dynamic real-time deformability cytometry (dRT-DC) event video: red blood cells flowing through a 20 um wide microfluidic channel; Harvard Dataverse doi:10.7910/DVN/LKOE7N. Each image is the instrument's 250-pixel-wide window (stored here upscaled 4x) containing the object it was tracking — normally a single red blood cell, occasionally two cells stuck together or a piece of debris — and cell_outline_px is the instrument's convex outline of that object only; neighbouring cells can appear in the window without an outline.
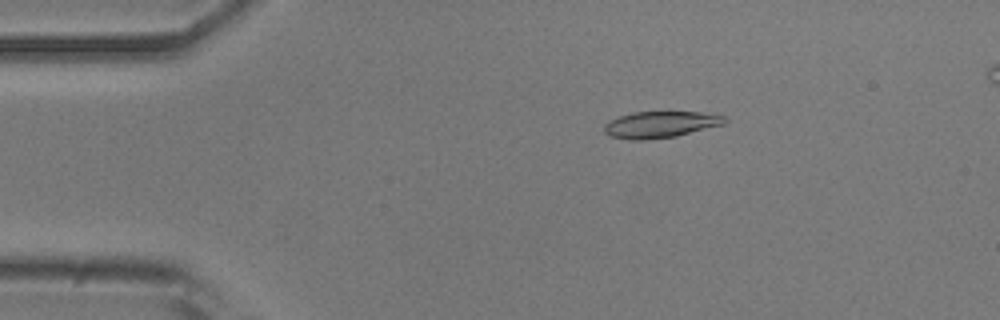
{"species": "common noctule bat (a hibernating species)", "species_latin": "Nyctalus noctula", "temperature_condition": "room temperature", "stored_images_in_passage": 52, "camera_frame_rate_fps": 3000, "um_per_image_px": 0.085, "animal": {"sex": "male", "body_mass_g": 20.5, "forearm_length_mm": 52.5}, "frame": {"image": 1, "passage_image": 9, "time_ms": 2.667, "image_size_px": [1000, 320], "cell_outline_px": [[728, 120], [724, 124], [676, 136], [644, 140], [632, 140], [608, 136], [604, 132], [604, 124], [608, 120], [632, 112], [704, 112], [728, 116]], "centroid_in_image_um": [56.14, 10.58], "position_along_channel_um": 28.9, "area_um2": 18.79}}
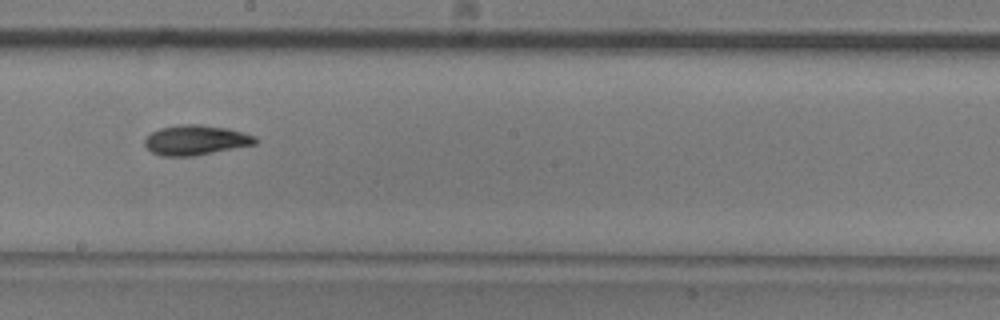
{"frame": {"image": 2, "passage_image": 29, "time_ms": 9.333, "image_size_px": [1000, 320], "cell_outline_px": [[260, 140], [256, 144], [196, 156], [164, 156], [152, 152], [144, 144], [144, 140], [152, 132], [160, 128], [180, 124], [200, 124], [228, 128], [244, 132], [256, 136]], "centroid_in_image_um": [16.69, 11.9], "position_along_channel_um": 231.5, "area_um2": 19.48}}
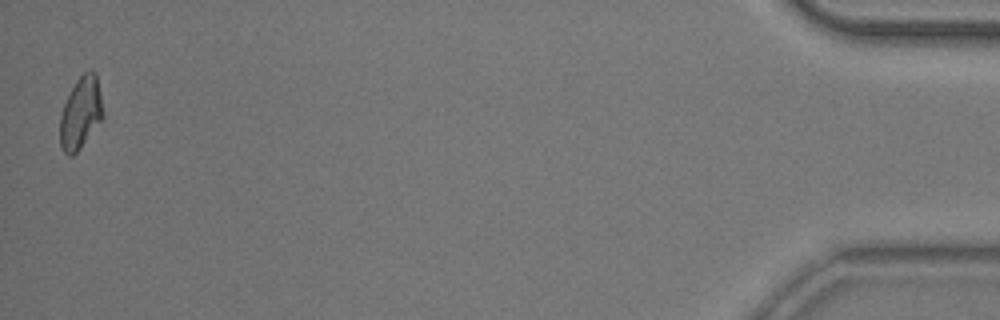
{"frame": {"image": 3, "passage_image": 52, "time_ms": 17.0, "image_size_px": [1000, 320], "cell_outline_px": [[104, 116], [80, 148], [72, 156], [68, 156], [64, 152], [60, 144], [60, 116], [64, 104], [76, 80], [88, 68], [92, 68], [96, 72], [100, 92]], "centroid_in_image_um": [6.87, 9.56], "position_along_channel_um": 428.3, "area_um2": 17.98}, "authors_computed_cell_mechanics": {"area_um2": 18.5827, "velocity_mm_per_s": 3.8024, "shape_relaxation_time_tau1_ms": 5.7857, "shape_relaxation_time_tau2_ms": 4.3899, "deformation_change_tau1": 0.1669, "deformation_change_tau2": 0.0926}}